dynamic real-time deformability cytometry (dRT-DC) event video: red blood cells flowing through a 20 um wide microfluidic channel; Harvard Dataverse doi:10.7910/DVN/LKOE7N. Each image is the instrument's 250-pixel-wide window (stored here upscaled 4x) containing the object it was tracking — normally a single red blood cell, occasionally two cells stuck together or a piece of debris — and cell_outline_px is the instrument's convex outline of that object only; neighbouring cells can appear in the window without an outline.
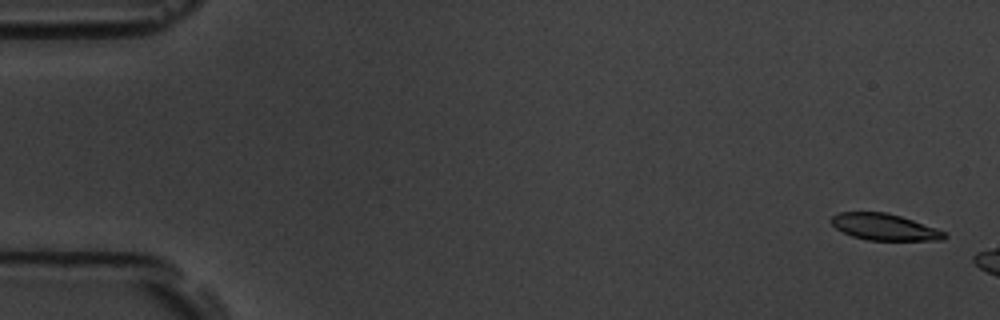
{"species": "common noctule bat (a hibernating species)", "species_latin": "Nyctalus noctula", "temperature_condition": "room temperature", "stored_images_in_passage": 5, "camera_frame_rate_fps": 3000, "um_per_image_px": 0.085, "animal": {"sex": "male", "body_mass_g": 19.5, "forearm_length_mm": 54.6}, "frame": {"image": 1, "passage_image": 1, "time_ms": 0.0, "image_size_px": [1000, 320], "cell_outline_px": [[948, 236], [944, 240], [868, 240], [852, 236], [836, 228], [828, 220], [832, 216], [840, 212], [888, 212], [936, 228], [944, 232]], "centroid_in_image_um": [75.16, 19.29], "position_along_channel_um": 9.8, "area_um2": 17.4}}